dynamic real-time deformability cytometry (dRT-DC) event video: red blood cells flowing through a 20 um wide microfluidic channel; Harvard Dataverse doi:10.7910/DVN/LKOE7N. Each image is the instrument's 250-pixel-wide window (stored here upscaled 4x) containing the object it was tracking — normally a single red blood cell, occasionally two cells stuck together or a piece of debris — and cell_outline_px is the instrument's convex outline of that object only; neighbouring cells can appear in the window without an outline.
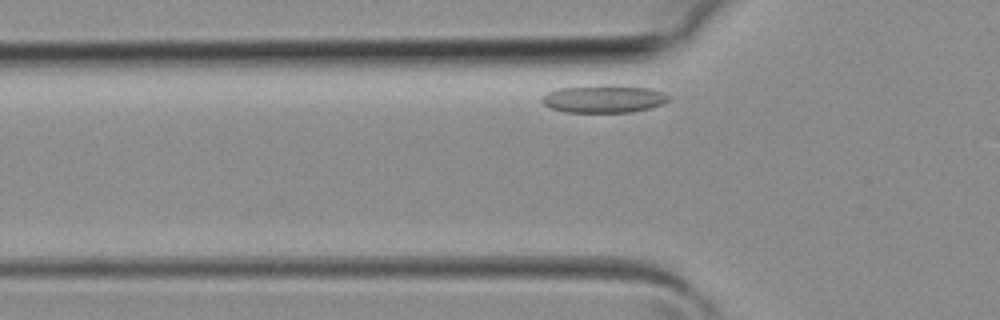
{"species": "common noctule bat (a hibernating species)", "species_latin": "Nyctalus noctula", "temperature_condition": "room temperature", "stored_images_in_passage": 39, "camera_frame_rate_fps": 3000, "um_per_image_px": 0.085, "animal": {"sex": "female", "body_mass_g": 19.3, "forearm_length_mm": 54.1}, "frame": {"image": 1, "passage_image": 10, "time_ms": 3.0, "image_size_px": [1000, 320], "cell_outline_px": [[672, 96], [668, 100], [660, 104], [648, 108], [632, 112], [568, 112], [552, 108], [544, 104], [540, 100], [548, 92], [556, 88], [600, 84], [616, 84], [648, 88], [664, 92]], "centroid_in_image_um": [51.33, 8.37], "position_along_channel_um": 74.5, "area_um2": 20.69}}
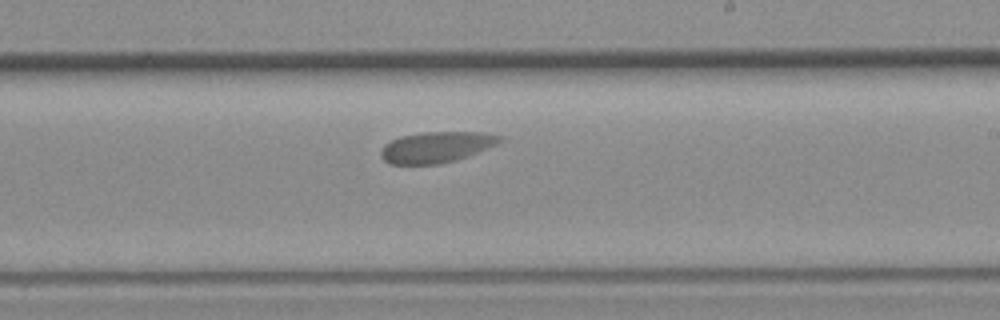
{"frame": {"image": 2, "passage_image": 22, "time_ms": 7.0, "image_size_px": [1000, 320], "cell_outline_px": [[504, 140], [496, 144], [456, 160], [440, 164], [388, 164], [380, 156], [380, 152], [384, 144], [400, 136], [424, 132], [484, 132], [504, 136]], "centroid_in_image_um": [37.08, 12.5], "position_along_channel_um": 251.9, "area_um2": 21.44}}
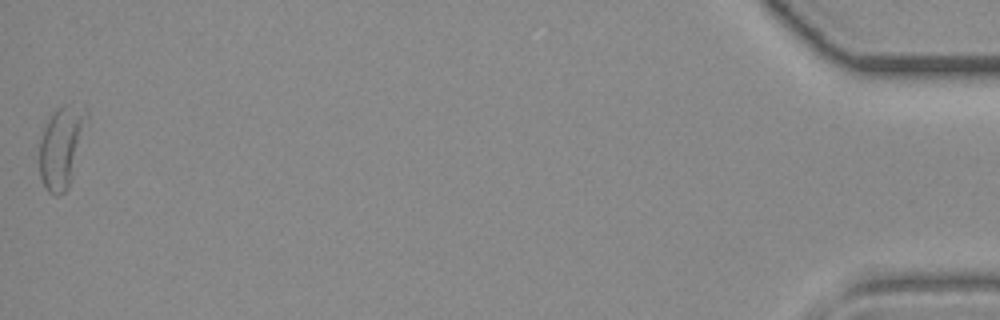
{"frame": {"image": 3, "passage_image": 39, "time_ms": 12.667, "image_size_px": [1000, 320], "cell_outline_px": [[88, 116], [72, 176], [68, 188], [60, 196], [56, 196], [48, 192], [44, 188], [40, 176], [36, 160], [40, 140], [44, 128], [48, 120], [56, 108], [64, 104], [84, 104], [88, 112]], "centroid_in_image_um": [5.19, 12.48], "position_along_channel_um": 430.0, "area_um2": 23.06}}